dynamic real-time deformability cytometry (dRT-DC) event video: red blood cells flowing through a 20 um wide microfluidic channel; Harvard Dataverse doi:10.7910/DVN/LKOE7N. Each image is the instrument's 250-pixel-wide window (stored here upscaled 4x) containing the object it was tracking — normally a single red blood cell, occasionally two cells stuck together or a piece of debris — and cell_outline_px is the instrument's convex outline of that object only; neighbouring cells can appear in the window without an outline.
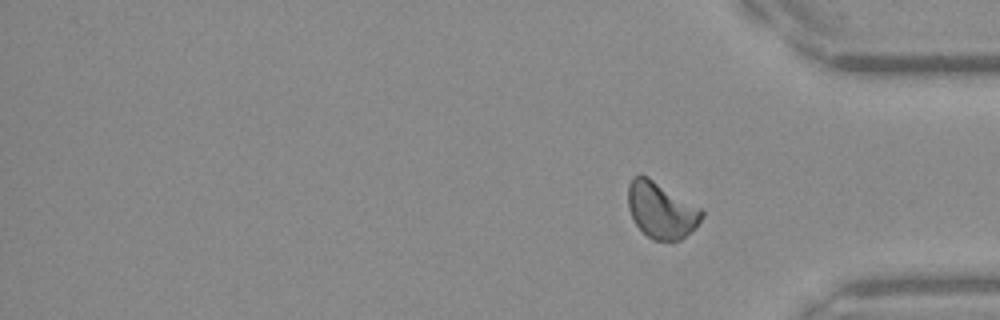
{"species": "Egyptian fruit bat (a non-hibernating species)", "species_latin": "Rousettus aegyptiacus", "temperature_condition": "warm", "stored_images_in_passage": 45, "camera_frame_rate_fps": 3000, "um_per_image_px": 0.085, "frame": {"image": 1, "passage_image": 45, "time_ms": 14.667, "image_size_px": [1000, 320], "cell_outline_px": [[704, 216], [696, 228], [680, 240], [652, 240], [632, 220], [628, 208], [628, 184], [632, 176], [648, 176], [704, 208]], "centroid_in_image_um": [56.24, 17.84], "position_along_channel_um": 379.0, "area_um2": 24.62}, "authors_computed_cell_mechanics": {"area_um2": 20.4612, "velocity_mm_per_s": 4.1649, "shape_relaxation_time_tau1_ms": null, "shape_relaxation_time_tau2_ms": 2.3237, "deformation_change_tau1": null, "deformation_change_tau2": 0.0659}}